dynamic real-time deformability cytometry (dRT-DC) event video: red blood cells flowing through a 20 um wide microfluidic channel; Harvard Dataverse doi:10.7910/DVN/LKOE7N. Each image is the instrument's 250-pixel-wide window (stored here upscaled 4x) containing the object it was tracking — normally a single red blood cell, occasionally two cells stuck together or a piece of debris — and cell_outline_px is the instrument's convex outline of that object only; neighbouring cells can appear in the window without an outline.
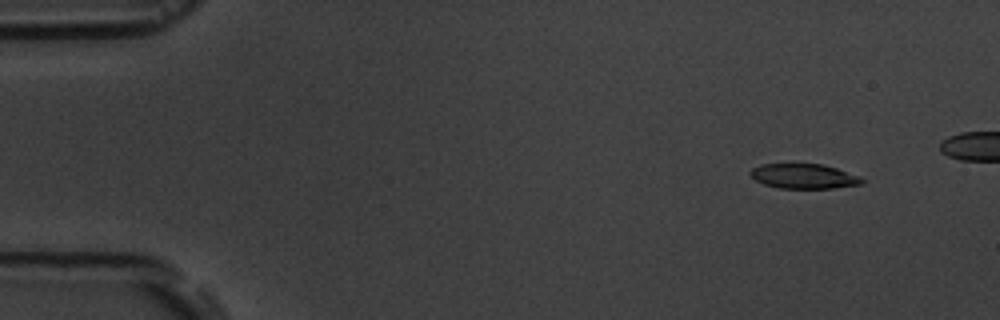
{"species": "common noctule bat (a hibernating species)", "species_latin": "Nyctalus noctula", "temperature_condition": "room temperature", "stored_images_in_passage": 7, "segment_of_instrument_passage": [1, 2], "camera_frame_rate_fps": 3000, "um_per_image_px": 0.085, "animal": {"sex": "male", "body_mass_g": 19.5, "forearm_length_mm": 54.6}, "frame": {"image": 1, "passage_image": 1, "time_ms": 0.0, "image_size_px": [1000, 320], "cell_outline_px": [[864, 184], [832, 188], [780, 188], [764, 184], [756, 180], [748, 172], [752, 168], [760, 164], [824, 164], [860, 176], [864, 180]], "centroid_in_image_um": [68.34, 14.97], "position_along_channel_um": 16.7, "area_um2": 16.13}}
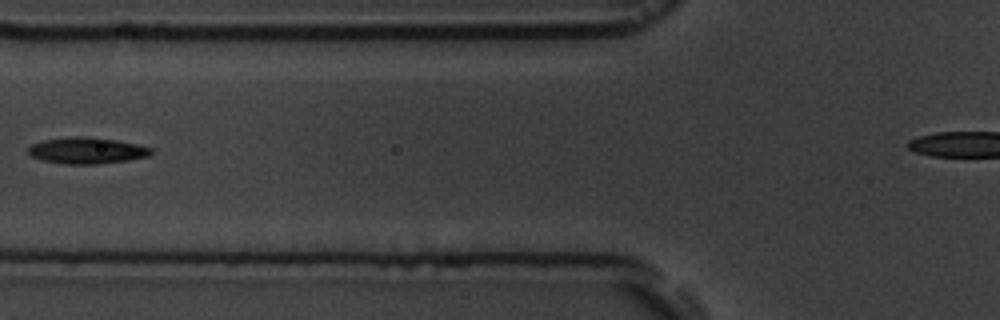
{"frame": {"image": 2, "passage_image": 5, "time_ms": 5.667, "image_size_px": [1000, 320], "cell_outline_px": [[152, 152], [148, 156], [128, 160], [100, 164], [64, 164], [44, 160], [32, 156], [28, 152], [28, 148], [32, 144], [44, 140], [76, 136], [84, 136], [116, 140], [136, 144], [152, 148]], "centroid_in_image_um": [7.39, 12.8], "position_along_channel_um": 118.4, "area_um2": 18.67}}
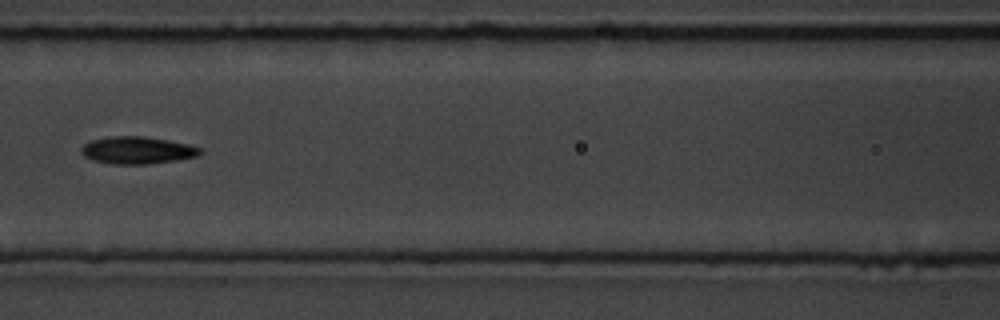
{"frame": {"image": 3, "passage_image": 6, "time_ms": 6.667, "image_size_px": [1000, 320], "cell_outline_px": [[204, 152], [196, 156], [176, 160], [148, 164], [112, 164], [92, 160], [84, 156], [80, 152], [80, 148], [84, 144], [92, 140], [108, 136], [144, 136], [168, 140], [188, 144], [200, 148]], "centroid_in_image_um": [11.64, 12.77], "position_along_channel_um": 155.0, "area_um2": 18.96}}